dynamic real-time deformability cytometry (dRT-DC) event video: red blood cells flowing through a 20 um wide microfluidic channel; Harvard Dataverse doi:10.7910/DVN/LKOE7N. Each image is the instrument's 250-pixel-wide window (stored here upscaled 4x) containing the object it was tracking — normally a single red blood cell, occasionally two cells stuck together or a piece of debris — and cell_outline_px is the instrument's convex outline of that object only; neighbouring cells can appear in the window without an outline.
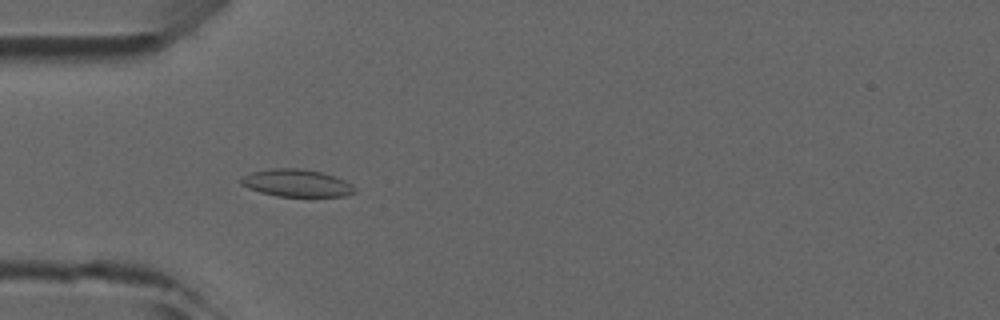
{"species": "common noctule bat (a hibernating species)", "species_latin": "Nyctalus noctula", "temperature_condition": "room temperature", "stored_images_in_passage": 4, "camera_frame_rate_fps": 3000, "um_per_image_px": 0.085, "animal": {"sex": "male", "forearm_length_mm": 52.5}, "frame": {"image": 1, "passage_image": 3, "time_ms": 3.333, "image_size_px": [1000, 320], "cell_outline_px": [[356, 192], [344, 196], [276, 196], [260, 192], [248, 188], [240, 184], [240, 180], [244, 176], [252, 172], [272, 168], [300, 168], [320, 172], [336, 176], [352, 184], [356, 188]], "centroid_in_image_um": [25.23, 15.56], "position_along_channel_um": 59.8, "area_um2": 18.15}}
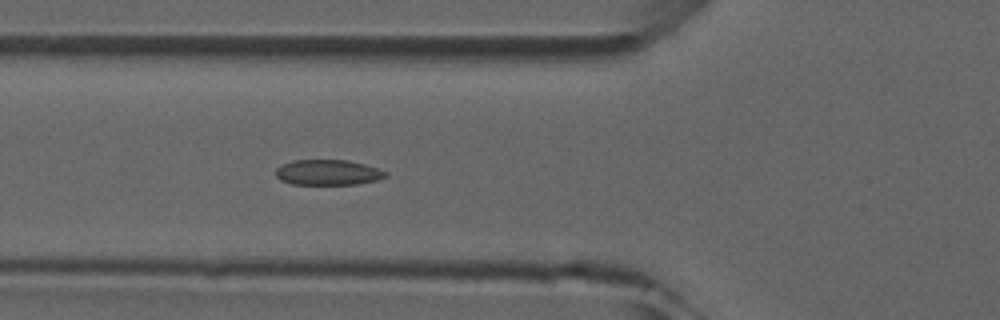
{"frame": {"image": 2, "passage_image": 4, "time_ms": 4.333, "image_size_px": [1000, 320], "cell_outline_px": [[388, 176], [376, 180], [356, 184], [292, 184], [280, 180], [276, 176], [276, 168], [280, 164], [292, 160], [348, 160], [364, 164], [388, 172]], "centroid_in_image_um": [27.85, 14.65], "position_along_channel_um": 98.0, "area_um2": 16.3}}